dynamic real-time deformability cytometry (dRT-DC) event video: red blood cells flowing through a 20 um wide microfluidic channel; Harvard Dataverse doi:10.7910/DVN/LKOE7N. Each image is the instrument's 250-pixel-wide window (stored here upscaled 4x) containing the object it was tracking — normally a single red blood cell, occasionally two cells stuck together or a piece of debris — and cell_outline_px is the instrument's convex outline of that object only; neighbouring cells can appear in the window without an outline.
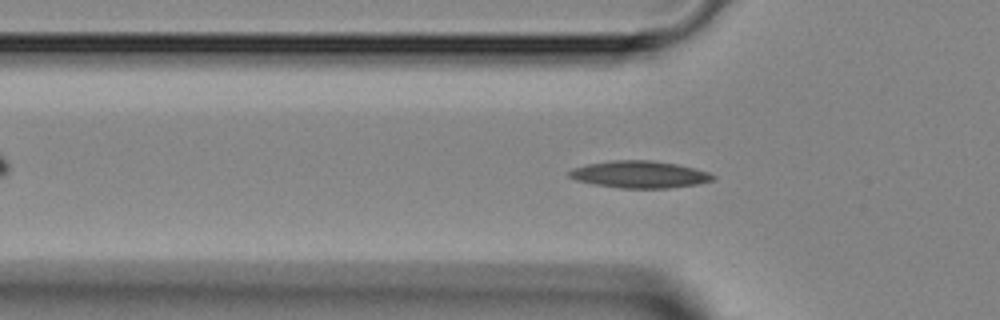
{"species": "Egyptian fruit bat (a non-hibernating species)", "species_latin": "Rousettus aegyptiacus", "temperature_condition": "room temperature", "stored_images_in_passage": 35, "camera_frame_rate_fps": 3000, "um_per_image_px": 0.085, "animal": {"sex": "female"}, "frame": {"image": 1, "passage_image": 7, "time_ms": 2.0, "image_size_px": [1000, 320], "cell_outline_px": [[716, 180], [696, 184], [668, 188], [620, 188], [592, 184], [576, 180], [568, 176], [568, 172], [572, 168], [588, 164], [608, 160], [652, 160], [676, 164], [708, 172], [716, 176]], "centroid_in_image_um": [54.34, 14.82], "position_along_channel_um": 71.5, "area_um2": 22.72}}
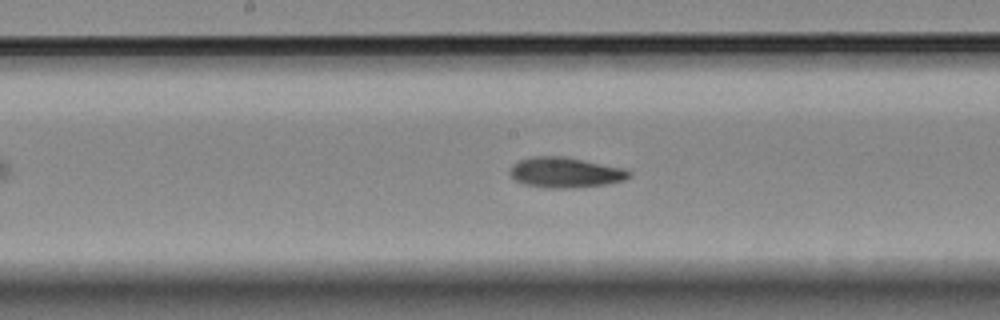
{"frame": {"image": 2, "passage_image": 16, "time_ms": 5.0, "image_size_px": [1000, 320], "cell_outline_px": [[632, 176], [624, 180], [604, 184], [572, 188], [548, 188], [528, 184], [516, 180], [508, 172], [512, 164], [520, 160], [532, 156], [564, 156], [624, 168], [632, 172]], "centroid_in_image_um": [48.06, 14.65], "position_along_channel_um": 200.1, "area_um2": 20.98}}
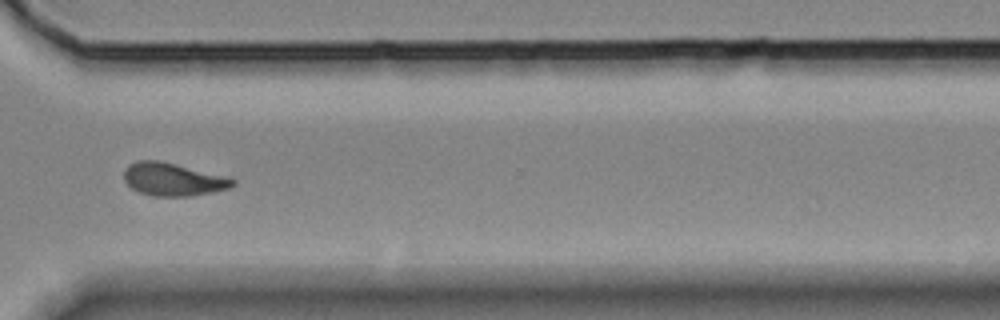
{"frame": {"image": 3, "passage_image": 27, "time_ms": 8.667, "image_size_px": [1000, 320], "cell_outline_px": [[236, 184], [228, 188], [192, 196], [156, 196], [140, 192], [132, 188], [124, 180], [124, 172], [128, 164], [136, 160], [160, 160], [232, 176], [236, 180]], "centroid_in_image_um": [14.76, 15.22], "position_along_channel_um": 355.8, "area_um2": 21.21}}